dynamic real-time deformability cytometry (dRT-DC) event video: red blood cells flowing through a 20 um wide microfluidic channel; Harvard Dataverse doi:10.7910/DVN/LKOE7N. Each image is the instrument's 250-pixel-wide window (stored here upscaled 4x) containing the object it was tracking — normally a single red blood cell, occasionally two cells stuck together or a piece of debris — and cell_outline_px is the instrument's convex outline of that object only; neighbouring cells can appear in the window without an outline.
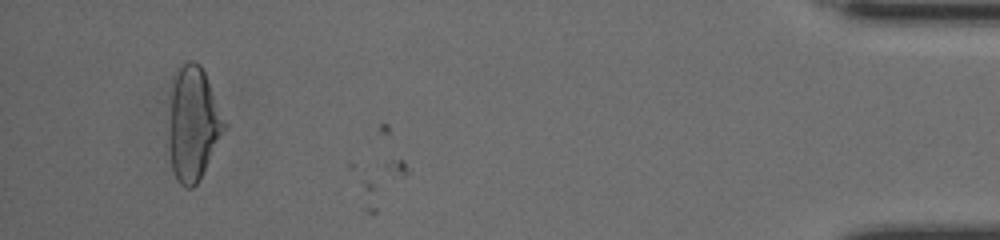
{"species": "human", "species_latin": "Homo sapiens", "temperature_condition": "cold", "stored_images_in_passage": 43, "segment_of_instrument_passage": [2, 2], "camera_frame_rate_fps": 3000, "um_per_image_px": 0.085, "donor": {"sex": "female"}, "frame": {"image": 1, "passage_image": 40, "time_ms": 13.0, "image_size_px": [1000, 240], "cell_outline_px": [[228, 124], [196, 184], [192, 188], [188, 188], [180, 184], [176, 180], [172, 168], [168, 148], [168, 120], [172, 80], [180, 64], [184, 60], [196, 60], [200, 64], [204, 72]], "centroid_in_image_um": [16.38, 10.46], "position_along_channel_um": 418.8, "area_um2": 37.22}}